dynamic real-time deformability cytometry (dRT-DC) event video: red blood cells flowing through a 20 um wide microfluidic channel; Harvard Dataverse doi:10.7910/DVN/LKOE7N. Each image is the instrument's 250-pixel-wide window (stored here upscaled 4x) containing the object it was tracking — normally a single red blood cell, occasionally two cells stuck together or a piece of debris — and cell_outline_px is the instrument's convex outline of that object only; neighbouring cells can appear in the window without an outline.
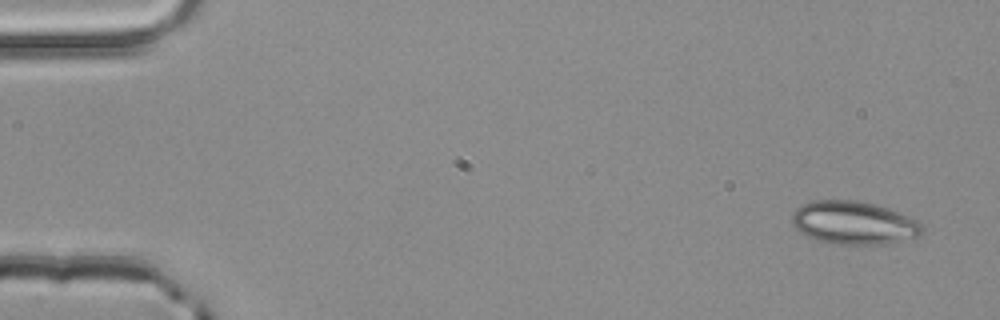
{"species": "common noctule bat (a hibernating species)", "species_latin": "Nyctalus noctula", "temperature_condition": "room temperature", "stored_images_in_passage": 50, "camera_frame_rate_fps": 3000, "um_per_image_px": 0.085, "animal": {"sex": "male", "body_mass_g": 20.4}, "frame": {"image": 1, "passage_image": 1, "time_ms": 0.0, "image_size_px": [1000, 320], "cell_outline_px": [[924, 232], [916, 236], [884, 244], [836, 244], [816, 240], [800, 232], [792, 224], [792, 212], [796, 208], [812, 200], [856, 200], [876, 204], [888, 208], [920, 220], [924, 224]], "centroid_in_image_um": [72.59, 18.92], "position_along_channel_um": 12.4, "area_um2": 32.89}}
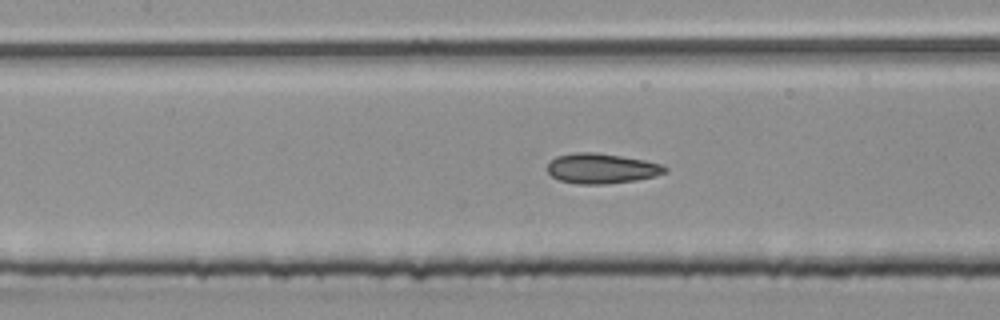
{"frame": {"image": 2, "passage_image": 22, "time_ms": 7.0, "image_size_px": [1000, 320], "cell_outline_px": [[668, 172], [656, 176], [636, 180], [604, 184], [576, 184], [560, 180], [552, 176], [548, 172], [548, 164], [556, 156], [576, 152], [596, 152], [644, 160], [664, 164], [668, 168]], "centroid_in_image_um": [51.17, 14.32], "position_along_channel_um": 156.2, "area_um2": 20.69}}
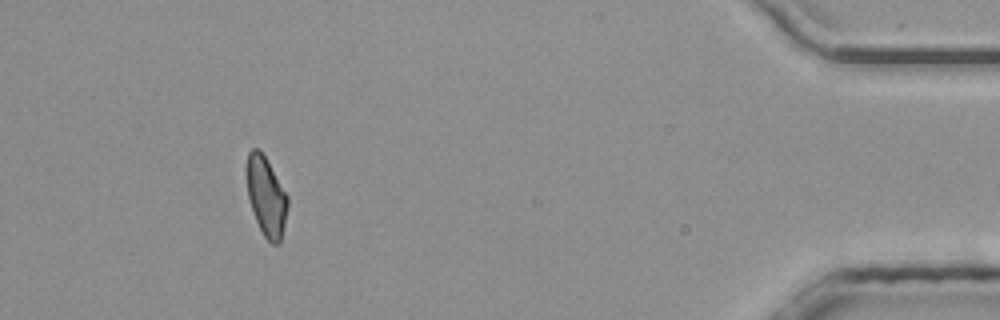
{"frame": {"image": 3, "passage_image": 46, "time_ms": 15.0, "image_size_px": [1000, 320], "cell_outline_px": [[288, 208], [280, 240], [276, 244], [272, 244], [264, 236], [256, 220], [248, 196], [244, 172], [244, 168], [248, 152], [252, 148], [256, 148], [264, 156], [288, 196]], "centroid_in_image_um": [22.59, 16.65], "position_along_channel_um": 412.6, "area_um2": 18.84}, "authors_computed_cell_mechanics": {"area_um2": 19.9121, "velocity_mm_per_s": 4.0259, "shape_relaxation_time_tau1_ms": null, "shape_relaxation_time_tau2_ms": 2.0905, "deformation_change_tau1": null, "deformation_change_tau2": 0.0927}}